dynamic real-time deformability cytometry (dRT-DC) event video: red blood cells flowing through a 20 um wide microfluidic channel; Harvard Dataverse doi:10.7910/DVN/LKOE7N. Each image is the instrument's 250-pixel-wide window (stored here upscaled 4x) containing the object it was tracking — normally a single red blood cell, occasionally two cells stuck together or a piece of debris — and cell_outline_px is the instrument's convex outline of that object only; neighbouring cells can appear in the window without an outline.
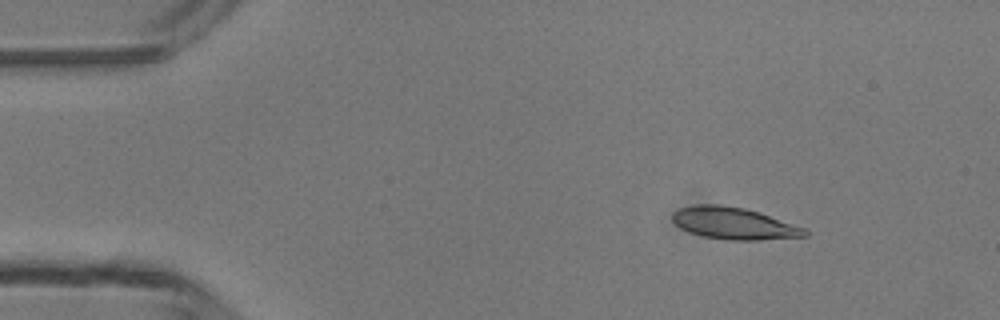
{"species": "common noctule bat (a hibernating species)", "species_latin": "Nyctalus noctula", "temperature_condition": "room temperature", "stored_images_in_passage": 3, "camera_frame_rate_fps": 3000, "um_per_image_px": 0.085, "animal": {"sex": "male", "body_mass_g": 13.3}, "frame": {"image": 1, "passage_image": 1, "time_ms": 0.0, "image_size_px": [1000, 320], "cell_outline_px": [[808, 236], [760, 240], [728, 240], [704, 236], [680, 228], [672, 220], [672, 212], [680, 208], [696, 204], [720, 204], [744, 208], [804, 228], [808, 232]], "centroid_in_image_um": [62.34, 18.98], "position_along_channel_um": 22.7, "area_um2": 24.28}}